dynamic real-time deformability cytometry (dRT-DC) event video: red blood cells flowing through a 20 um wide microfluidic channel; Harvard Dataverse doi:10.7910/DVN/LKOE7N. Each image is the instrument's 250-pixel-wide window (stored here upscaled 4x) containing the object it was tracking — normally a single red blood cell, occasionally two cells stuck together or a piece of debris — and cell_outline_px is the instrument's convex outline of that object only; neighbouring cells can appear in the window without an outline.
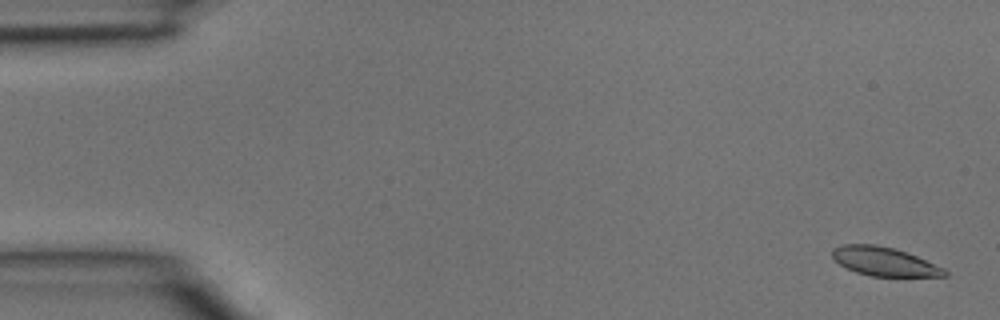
{"species": "common noctule bat (a hibernating species)", "species_latin": "Nyctalus noctula", "temperature_condition": "room temperature", "stored_images_in_passage": 4, "camera_frame_rate_fps": 3000, "um_per_image_px": 0.085, "animal": {"sex": "male", "body_mass_g": 15.6}, "frame": {"image": 1, "passage_image": 1, "time_ms": 0.0, "image_size_px": [1000, 320], "cell_outline_px": [[948, 276], [868, 276], [856, 272], [840, 264], [832, 256], [832, 248], [844, 244], [876, 244], [892, 248], [916, 256], [944, 268], [948, 272]], "centroid_in_image_um": [75.15, 22.23], "position_along_channel_um": 9.9, "area_um2": 18.61}}
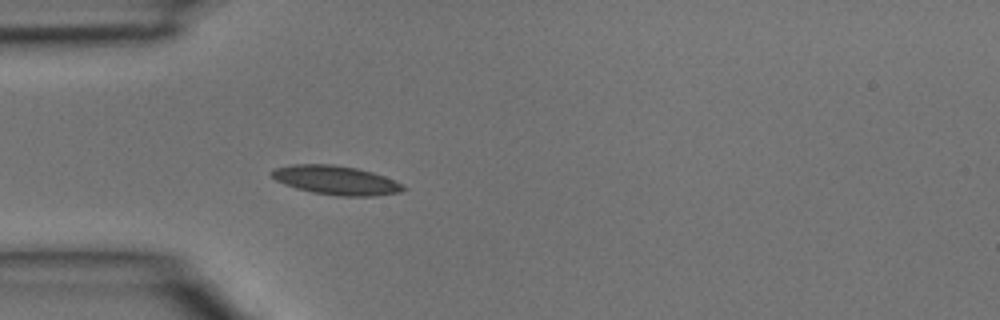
{"frame": {"image": 2, "passage_image": 4, "time_ms": 1.0, "image_size_px": [1000, 320], "cell_outline_px": [[408, 188], [400, 192], [372, 196], [340, 196], [312, 192], [296, 188], [284, 184], [276, 180], [268, 172], [276, 168], [292, 164], [332, 164], [356, 168], [372, 172], [384, 176], [404, 184]], "centroid_in_image_um": [28.56, 15.31], "position_along_channel_um": 56.4, "area_um2": 22.25}}